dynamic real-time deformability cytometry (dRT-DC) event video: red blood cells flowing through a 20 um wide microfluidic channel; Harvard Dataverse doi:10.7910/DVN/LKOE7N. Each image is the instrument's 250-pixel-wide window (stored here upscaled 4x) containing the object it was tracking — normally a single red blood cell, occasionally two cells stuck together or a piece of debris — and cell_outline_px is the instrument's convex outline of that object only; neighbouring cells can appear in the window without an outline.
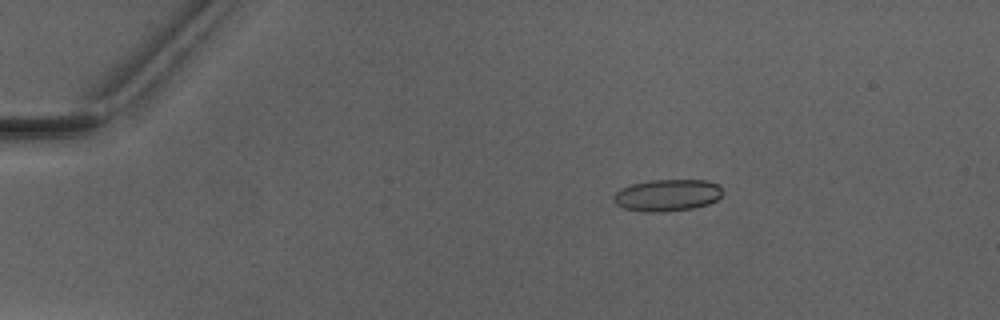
{"species": "Egyptian fruit bat (a non-hibernating species)", "species_latin": "Rousettus aegyptiacus", "temperature_condition": "warm", "stored_images_in_passage": 3, "camera_frame_rate_fps": 3000, "um_per_image_px": 0.085, "animal": {"sex": "male"}, "frame": {"image": 1, "passage_image": 1, "time_ms": 0.0, "image_size_px": [1000, 320], "cell_outline_px": [[724, 192], [716, 200], [708, 204], [692, 208], [660, 212], [644, 212], [624, 208], [616, 204], [612, 200], [612, 196], [620, 188], [632, 184], [648, 180], [708, 180], [720, 184]], "centroid_in_image_um": [56.72, 16.58], "position_along_channel_um": 28.3, "area_um2": 20.46}}
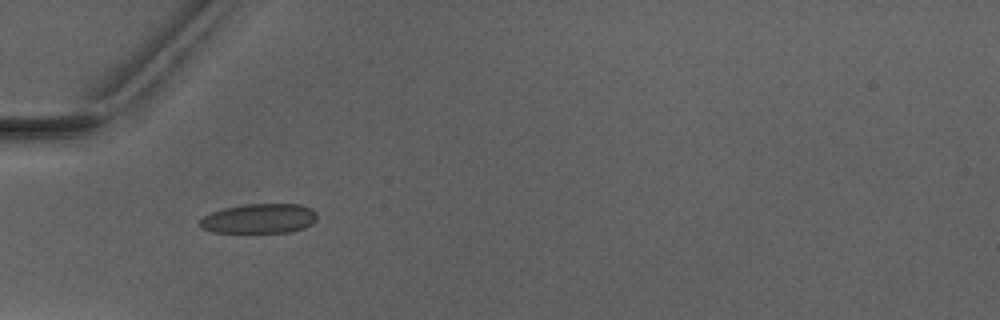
{"frame": {"image": 2, "passage_image": 3, "time_ms": 2.667, "image_size_px": [1000, 320], "cell_outline_px": [[316, 220], [312, 224], [304, 228], [288, 232], [212, 232], [200, 228], [200, 220], [204, 216], [212, 212], [224, 208], [244, 204], [300, 204], [312, 208], [316, 212]], "centroid_in_image_um": [22.05, 18.57], "position_along_channel_um": 63.0, "area_um2": 20.29}}